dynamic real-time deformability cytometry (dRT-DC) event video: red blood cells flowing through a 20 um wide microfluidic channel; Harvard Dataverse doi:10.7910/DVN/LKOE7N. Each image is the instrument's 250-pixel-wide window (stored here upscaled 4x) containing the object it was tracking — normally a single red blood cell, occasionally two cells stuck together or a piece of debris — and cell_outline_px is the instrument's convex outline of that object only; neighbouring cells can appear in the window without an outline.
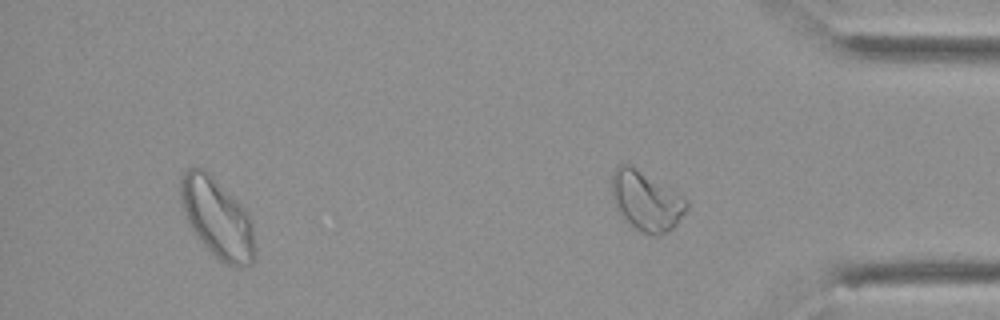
{"species": "Egyptian fruit bat (a non-hibernating species)", "species_latin": "Rousettus aegyptiacus", "temperature_condition": "cold", "stored_images_in_passage": 39, "segment_of_instrument_passage": [2, 2], "camera_frame_rate_fps": 3000, "um_per_image_px": 0.085, "animal": {"sex": "female"}, "frame": {"image": 1, "passage_image": 39, "time_ms": 12.667, "image_size_px": [1000, 320], "cell_outline_px": [[688, 208], [676, 224], [672, 228], [656, 236], [652, 236], [640, 232], [628, 224], [620, 216], [612, 200], [612, 172], [620, 164], [632, 164], [688, 200]], "centroid_in_image_um": [54.89, 17.08], "position_along_channel_um": 380.3, "area_um2": 26.13}}